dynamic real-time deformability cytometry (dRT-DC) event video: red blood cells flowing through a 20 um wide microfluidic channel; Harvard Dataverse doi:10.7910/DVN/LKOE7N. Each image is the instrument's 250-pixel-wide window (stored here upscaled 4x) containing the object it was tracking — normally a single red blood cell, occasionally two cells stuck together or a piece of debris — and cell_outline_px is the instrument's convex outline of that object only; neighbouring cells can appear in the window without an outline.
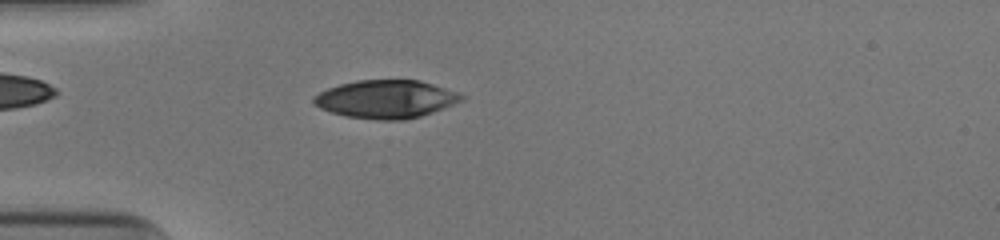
{"species": "human", "species_latin": "Homo sapiens", "temperature_condition": "cold", "stored_images_in_passage": 43, "camera_frame_rate_fps": 3000, "um_per_image_px": 0.085, "donor": {"sex": "male"}, "frame": {"image": 1, "passage_image": 6, "time_ms": 1.667, "image_size_px": [1000, 240], "cell_outline_px": [[464, 100], [432, 112], [420, 116], [404, 120], [376, 120], [344, 116], [320, 108], [312, 104], [312, 96], [328, 88], [340, 84], [356, 80], [420, 80], [460, 92], [464, 96]], "centroid_in_image_um": [32.8, 8.42], "position_along_channel_um": 52.2, "area_um2": 33.0}}
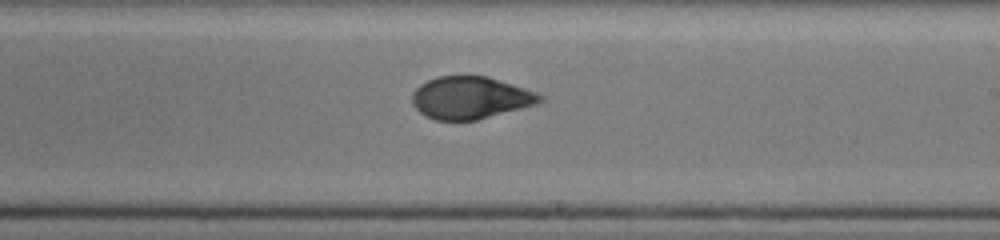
{"frame": {"image": 2, "passage_image": 22, "time_ms": 7.0, "image_size_px": [1000, 240], "cell_outline_px": [[544, 100], [536, 104], [476, 120], [436, 120], [424, 116], [412, 104], [412, 92], [420, 84], [436, 76], [488, 76], [536, 92], [544, 96]], "centroid_in_image_um": [39.96, 8.3], "position_along_channel_um": 249.0, "area_um2": 31.44}}
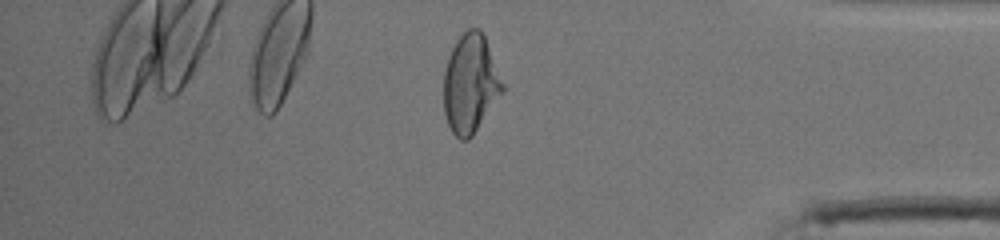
{"frame": {"image": 3, "passage_image": 35, "time_ms": 11.333, "image_size_px": [1000, 240], "cell_outline_px": [[504, 92], [472, 136], [468, 140], [460, 140], [452, 132], [448, 124], [444, 112], [444, 72], [448, 56], [456, 40], [468, 28], [480, 28], [484, 32], [504, 84]], "centroid_in_image_um": [40.0, 7.1], "position_along_channel_um": 395.2, "area_um2": 34.16}, "authors_computed_cell_mechanics": {"area_um2": 32.7148, "velocity_mm_per_s": 3.9351, "shape_relaxation_time_tau1_ms": 5.1091, "shape_relaxation_time_tau2_ms": 1.2968, "deformation_change_tau1": 0.2035, "deformation_change_tau2": 0.0551}}